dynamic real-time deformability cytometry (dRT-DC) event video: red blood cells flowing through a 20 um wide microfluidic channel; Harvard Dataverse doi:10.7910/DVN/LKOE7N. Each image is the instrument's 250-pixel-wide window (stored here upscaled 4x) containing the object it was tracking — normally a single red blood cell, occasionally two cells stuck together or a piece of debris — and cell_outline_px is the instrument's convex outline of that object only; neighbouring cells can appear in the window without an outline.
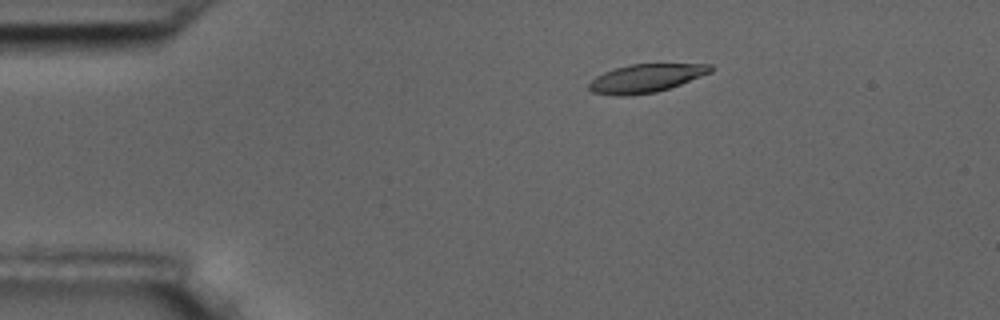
{"species": "common noctule bat (a hibernating species)", "species_latin": "Nyctalus noctula", "temperature_condition": "room temperature", "stored_images_in_passage": 6, "camera_frame_rate_fps": 3000, "um_per_image_px": 0.085, "animal": {"sex": "male", "body_mass_g": 17.5, "forearm_length_mm": 52.3}, "frame": {"image": 1, "passage_image": 3, "time_ms": 2.333, "image_size_px": [1000, 320], "cell_outline_px": [[712, 72], [680, 84], [656, 92], [624, 96], [616, 96], [592, 92], [588, 88], [588, 84], [596, 76], [604, 72], [628, 64], [712, 64]], "centroid_in_image_um": [54.88, 6.65], "position_along_channel_um": 30.1, "area_um2": 19.94}}
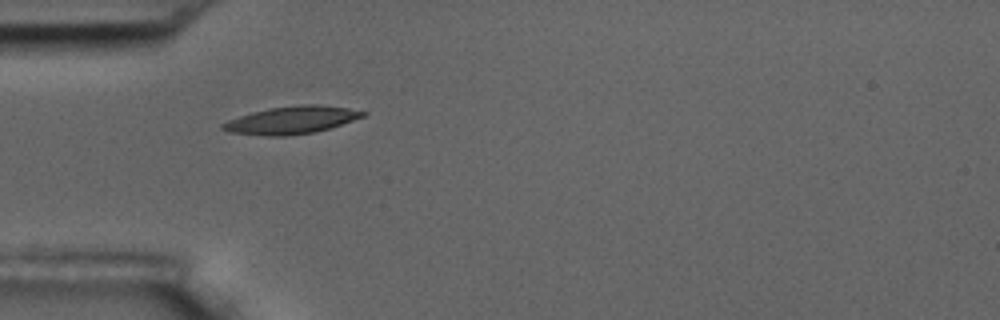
{"frame": {"image": 2, "passage_image": 5, "time_ms": 4.667, "image_size_px": [1000, 320], "cell_outline_px": [[368, 112], [364, 116], [316, 132], [284, 136], [268, 136], [228, 132], [220, 128], [220, 124], [228, 120], [252, 112], [268, 108], [300, 104], [316, 104], [348, 108]], "centroid_in_image_um": [24.74, 10.2], "position_along_channel_um": 60.3, "area_um2": 22.43}}